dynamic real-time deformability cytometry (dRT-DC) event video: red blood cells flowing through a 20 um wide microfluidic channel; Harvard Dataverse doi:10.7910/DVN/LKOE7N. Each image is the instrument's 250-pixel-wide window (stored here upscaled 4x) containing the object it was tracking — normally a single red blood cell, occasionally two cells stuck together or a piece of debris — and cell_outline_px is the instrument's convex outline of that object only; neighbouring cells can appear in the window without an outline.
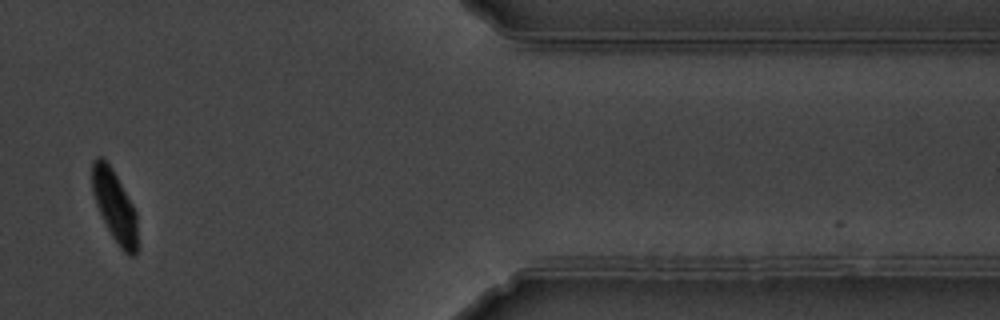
{"species": "common noctule bat (a hibernating species)", "species_latin": "Nyctalus noctula", "temperature_condition": "warm", "stored_images_in_passage": 13, "camera_frame_rate_fps": 3000, "um_per_image_px": 0.085, "animal": {"sex": "male", "body_mass_g": 19.5, "forearm_length_mm": 54.6}, "frame": {"image": 1, "passage_image": 11, "time_ms": 12.333, "image_size_px": [1000, 320], "cell_outline_px": [[140, 244], [136, 252], [132, 256], [128, 256], [120, 248], [112, 236], [96, 204], [92, 192], [92, 160], [96, 156], [100, 156], [112, 168], [132, 204], [136, 212]], "centroid_in_image_um": [9.78, 17.57], "position_along_channel_um": 401.6, "area_um2": 19.02}, "authors_computed_cell_mechanics": {"area_um2": 20.4612, "velocity_mm_per_s": 3.6597, "shape_relaxation_time_tau1_ms": 2.2191, "shape_relaxation_time_tau2_ms": 1.8555, "deformation_change_tau1": 0.1215, "deformation_change_tau2": 0.0393}}